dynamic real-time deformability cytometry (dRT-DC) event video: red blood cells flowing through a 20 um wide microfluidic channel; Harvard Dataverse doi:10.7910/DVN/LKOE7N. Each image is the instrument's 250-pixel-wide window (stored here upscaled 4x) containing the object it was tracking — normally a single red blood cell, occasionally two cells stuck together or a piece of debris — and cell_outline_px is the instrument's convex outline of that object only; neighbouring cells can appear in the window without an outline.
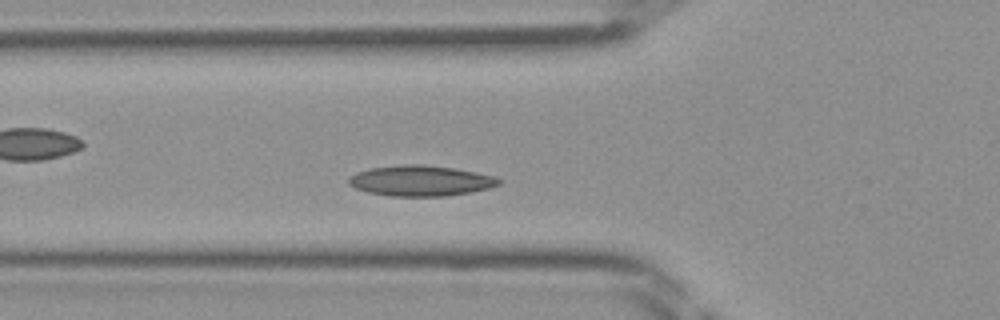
{"species": "Egyptian fruit bat (a non-hibernating species)", "species_latin": "Rousettus aegyptiacus", "temperature_condition": "room temperature", "stored_images_in_passage": 39, "camera_frame_rate_fps": 3000, "um_per_image_px": 0.085, "frame": {"image": 1, "passage_image": 8, "time_ms": 2.333, "image_size_px": [1000, 320], "cell_outline_px": [[504, 180], [500, 184], [488, 188], [472, 192], [444, 196], [388, 196], [368, 192], [356, 188], [348, 184], [348, 176], [356, 172], [368, 168], [400, 164], [424, 164], [452, 168], [476, 172], [492, 176]], "centroid_in_image_um": [35.72, 15.35], "position_along_channel_um": 90.1, "area_um2": 26.93}}
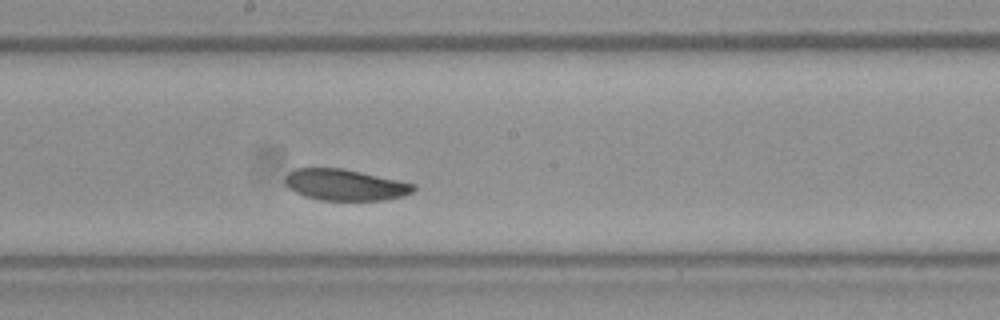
{"frame": {"image": 2, "passage_image": 17, "time_ms": 5.333, "image_size_px": [1000, 320], "cell_outline_px": [[416, 188], [412, 192], [404, 196], [388, 200], [320, 200], [304, 196], [288, 188], [284, 184], [284, 180], [288, 172], [296, 168], [340, 168], [360, 172], [416, 184]], "centroid_in_image_um": [29.32, 15.72], "position_along_channel_um": 218.9, "area_um2": 23.41}}
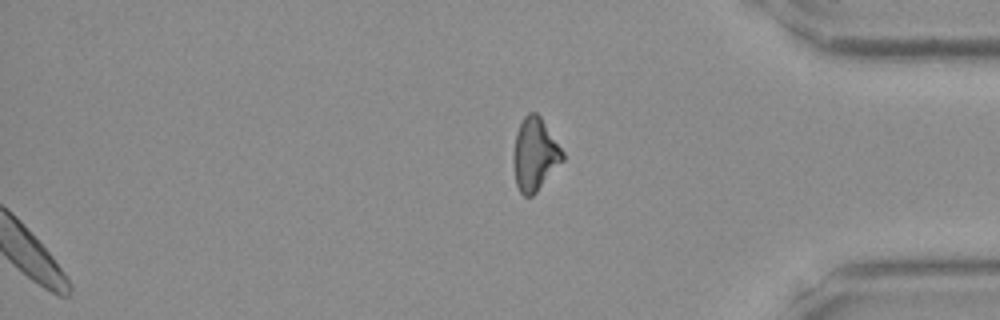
{"frame": {"image": 3, "passage_image": 39, "time_ms": 12.667, "image_size_px": [1000, 320], "cell_outline_px": [[564, 160], [536, 192], [532, 196], [524, 196], [520, 192], [516, 184], [512, 164], [512, 156], [516, 132], [524, 116], [528, 112], [536, 112], [540, 116], [564, 152]], "centroid_in_image_um": [45.44, 13.12], "position_along_channel_um": 389.8, "area_um2": 20.98}}